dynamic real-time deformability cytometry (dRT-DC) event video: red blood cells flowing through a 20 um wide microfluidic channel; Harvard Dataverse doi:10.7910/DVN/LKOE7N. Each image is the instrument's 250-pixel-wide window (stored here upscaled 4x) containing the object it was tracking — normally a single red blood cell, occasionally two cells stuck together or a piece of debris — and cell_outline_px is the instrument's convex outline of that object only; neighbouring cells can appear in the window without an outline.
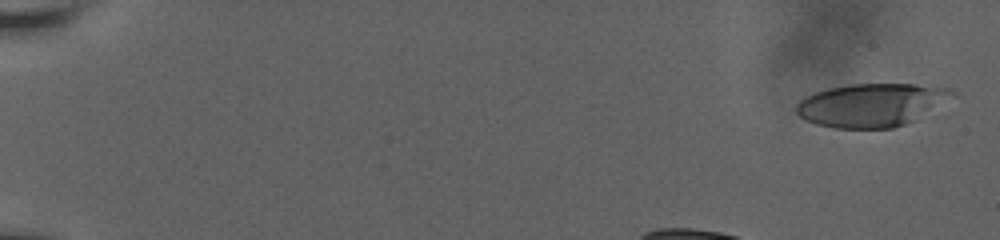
{"species": "human", "species_latin": "Homo sapiens", "temperature_condition": "room temperature", "stored_images_in_passage": 41, "camera_frame_rate_fps": 3000, "um_per_image_px": 0.085, "donor": {"sex": "male"}, "frame": {"image": 1, "passage_image": 1, "time_ms": 0.0, "image_size_px": [1000, 240], "cell_outline_px": [[956, 96], [912, 120], [904, 124], [892, 128], [836, 128], [816, 124], [800, 116], [796, 112], [796, 104], [800, 100], [816, 92], [828, 88], [848, 84], [916, 84], [952, 88], [956, 92]], "centroid_in_image_um": [74.09, 8.9], "position_along_channel_um": 10.9, "area_um2": 38.96}}
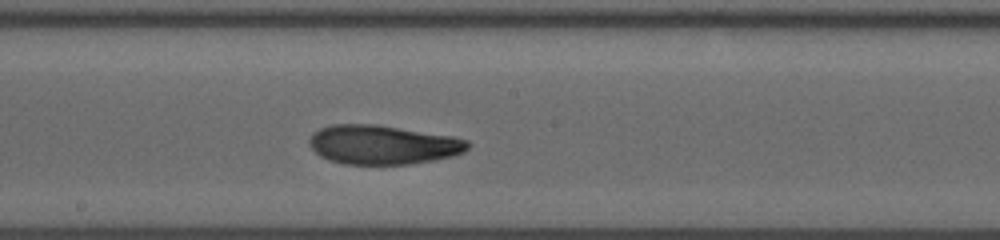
{"frame": {"image": 2, "passage_image": 26, "time_ms": 8.333, "image_size_px": [1000, 240], "cell_outline_px": [[472, 144], [464, 152], [452, 156], [432, 160], [408, 164], [344, 164], [328, 160], [320, 156], [308, 144], [308, 140], [312, 132], [320, 128], [332, 124], [376, 124], [452, 136], [468, 140]], "centroid_in_image_um": [32.51, 12.29], "position_along_channel_um": 215.7, "area_um2": 36.3}}
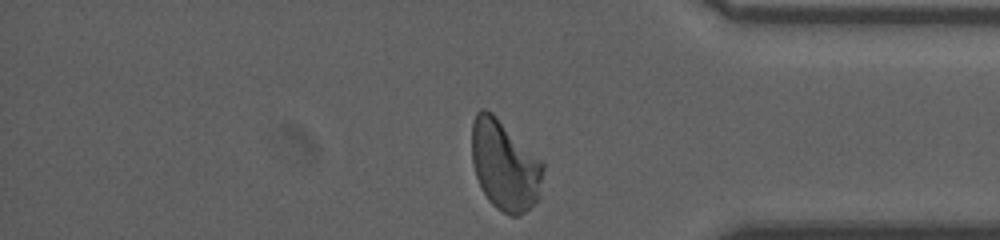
{"frame": {"image": 3, "passage_image": 41, "time_ms": 13.333, "image_size_px": [1000, 240], "cell_outline_px": [[544, 168], [540, 196], [520, 216], [512, 216], [496, 208], [488, 200], [476, 176], [472, 164], [472, 120], [476, 112], [480, 108], [484, 108], [492, 112], [544, 160]], "centroid_in_image_um": [42.92, 14.01], "position_along_channel_um": 392.3, "area_um2": 37.92}, "authors_computed_cell_mechanics": {"area_um2": 36.2984, "velocity_mm_per_s": 3.7728, "shape_relaxation_time_tau1_ms": 5.2331, "shape_relaxation_time_tau2_ms": 1.6671, "deformation_change_tau1": 0.186, "deformation_change_tau2": 0.0807}}